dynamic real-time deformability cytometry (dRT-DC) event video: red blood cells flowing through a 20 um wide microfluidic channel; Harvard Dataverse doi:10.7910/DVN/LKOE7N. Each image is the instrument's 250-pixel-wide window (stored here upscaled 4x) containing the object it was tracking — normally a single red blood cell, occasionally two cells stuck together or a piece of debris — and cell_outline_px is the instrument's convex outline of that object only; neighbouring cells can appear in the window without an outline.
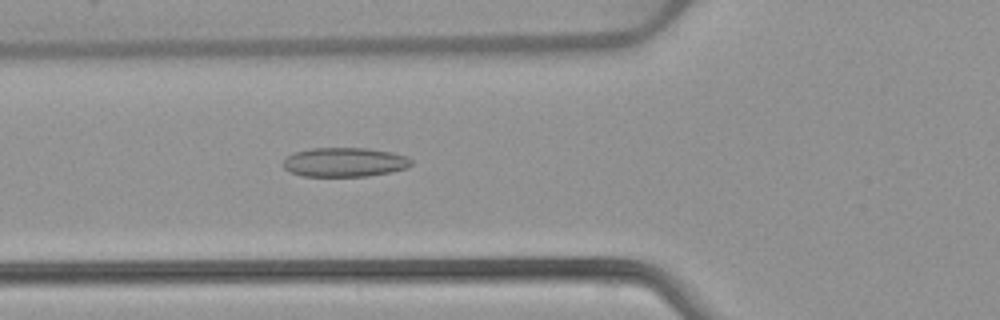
{"species": "common noctule bat (a hibernating species)", "species_latin": "Nyctalus noctula", "temperature_condition": "warm", "stored_images_in_passage": 52, "camera_frame_rate_fps": 3000, "um_per_image_px": 0.085, "animal": {"sex": "female", "body_mass_g": 22.7, "forearm_length_mm": 54.2}, "frame": {"image": 1, "passage_image": 19, "time_ms": 6.0, "image_size_px": [1000, 320], "cell_outline_px": [[412, 164], [408, 168], [392, 172], [368, 176], [304, 176], [288, 172], [284, 168], [284, 160], [292, 152], [312, 148], [368, 148], [392, 152], [408, 156], [412, 160]], "centroid_in_image_um": [29.32, 13.78], "position_along_channel_um": 96.5, "area_um2": 22.08}}
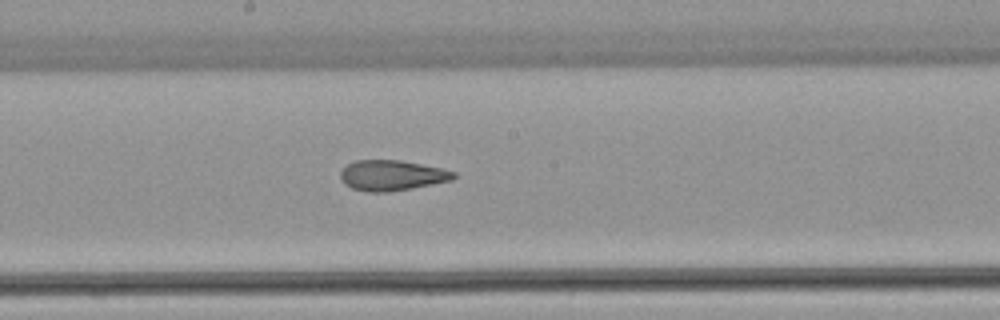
{"frame": {"image": 2, "passage_image": 28, "time_ms": 9.0, "image_size_px": [1000, 320], "cell_outline_px": [[456, 176], [452, 180], [412, 188], [388, 192], [368, 192], [352, 188], [344, 184], [340, 176], [340, 172], [348, 164], [356, 160], [400, 160], [440, 168], [456, 172]], "centroid_in_image_um": [33.3, 14.91], "position_along_channel_um": 214.9, "area_um2": 19.94}}
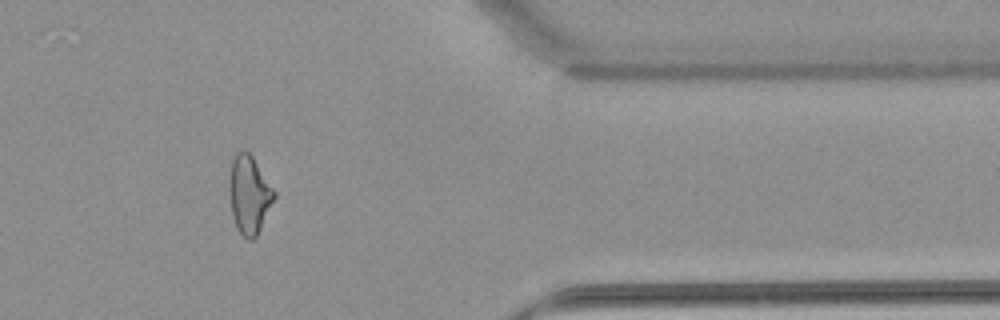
{"frame": {"image": 3, "passage_image": 43, "time_ms": 14.0, "image_size_px": [1000, 320], "cell_outline_px": [[276, 196], [256, 236], [252, 240], [248, 240], [236, 228], [232, 216], [232, 160], [236, 152], [244, 148], [252, 156], [276, 192]], "centroid_in_image_um": [21.23, 16.54], "position_along_channel_um": 390.2, "area_um2": 19.59}, "authors_computed_cell_mechanics": {"area_um2": 22.1952, "velocity_mm_per_s": 3.9327, "shape_relaxation_time_tau1_ms": null, "shape_relaxation_time_tau2_ms": 2.2272, "deformation_change_tau1": null, "deformation_change_tau2": 0.1014}}